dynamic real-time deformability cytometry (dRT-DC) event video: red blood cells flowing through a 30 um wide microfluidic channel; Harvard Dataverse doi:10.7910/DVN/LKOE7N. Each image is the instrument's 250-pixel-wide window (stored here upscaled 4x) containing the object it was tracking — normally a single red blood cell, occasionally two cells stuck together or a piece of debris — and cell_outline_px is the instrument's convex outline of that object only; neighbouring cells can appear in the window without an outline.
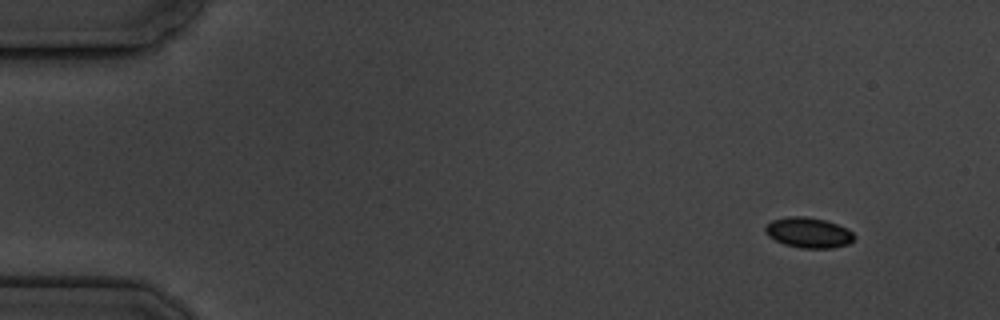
{"species": "common noctule bat (a hibernating species)", "species_latin": "Nyctalus noctula", "temperature_condition": "cold", "stored_images_in_passage": 5, "camera_frame_rate_fps": 3000, "um_per_image_px": 0.085, "animal": {"sex": "male", "body_mass_g": 19.5, "forearm_length_mm": 54.6}, "frame": {"image": 1, "passage_image": 1, "time_ms": 0.0, "image_size_px": [1000, 320], "cell_outline_px": [[856, 236], [848, 244], [832, 248], [800, 248], [784, 244], [768, 236], [764, 232], [764, 228], [772, 220], [788, 216], [804, 216], [824, 220], [836, 224], [852, 232]], "centroid_in_image_um": [68.69, 19.78], "position_along_channel_um": 16.3, "area_um2": 15.61}}
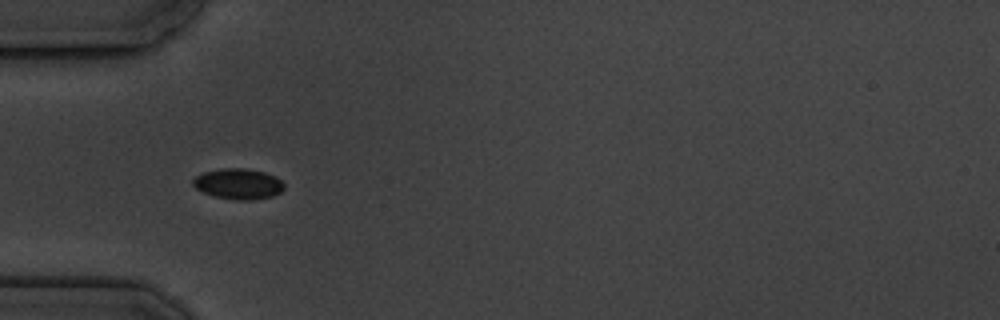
{"frame": {"image": 2, "passage_image": 4, "time_ms": 4.333, "image_size_px": [1000, 320], "cell_outline_px": [[284, 188], [280, 192], [272, 196], [248, 200], [236, 200], [216, 196], [204, 192], [196, 188], [192, 184], [192, 180], [196, 176], [204, 172], [220, 168], [244, 168], [264, 172], [276, 176], [284, 184]], "centroid_in_image_um": [20.26, 15.61], "position_along_channel_um": 64.7, "area_um2": 16.13}}